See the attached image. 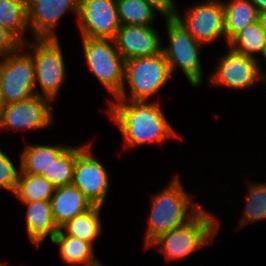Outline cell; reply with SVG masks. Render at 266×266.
I'll return each instance as SVG.
<instances>
[{
	"label": "cell",
	"mask_w": 266,
	"mask_h": 266,
	"mask_svg": "<svg viewBox=\"0 0 266 266\" xmlns=\"http://www.w3.org/2000/svg\"><path fill=\"white\" fill-rule=\"evenodd\" d=\"M52 243L59 246L60 258L66 264L100 266L103 263L94 254V245L64 234L60 229Z\"/></svg>",
	"instance_id": "obj_19"
},
{
	"label": "cell",
	"mask_w": 266,
	"mask_h": 266,
	"mask_svg": "<svg viewBox=\"0 0 266 266\" xmlns=\"http://www.w3.org/2000/svg\"><path fill=\"white\" fill-rule=\"evenodd\" d=\"M158 10L163 18L174 17L177 11L175 0H145Z\"/></svg>",
	"instance_id": "obj_30"
},
{
	"label": "cell",
	"mask_w": 266,
	"mask_h": 266,
	"mask_svg": "<svg viewBox=\"0 0 266 266\" xmlns=\"http://www.w3.org/2000/svg\"><path fill=\"white\" fill-rule=\"evenodd\" d=\"M53 101L36 95L28 100L0 105V131L43 130L53 125Z\"/></svg>",
	"instance_id": "obj_11"
},
{
	"label": "cell",
	"mask_w": 266,
	"mask_h": 266,
	"mask_svg": "<svg viewBox=\"0 0 266 266\" xmlns=\"http://www.w3.org/2000/svg\"><path fill=\"white\" fill-rule=\"evenodd\" d=\"M20 172V162L18 167L15 166L11 157L0 148V189L7 190L10 194H13Z\"/></svg>",
	"instance_id": "obj_28"
},
{
	"label": "cell",
	"mask_w": 266,
	"mask_h": 266,
	"mask_svg": "<svg viewBox=\"0 0 266 266\" xmlns=\"http://www.w3.org/2000/svg\"><path fill=\"white\" fill-rule=\"evenodd\" d=\"M181 182L176 175L162 191L153 194L143 238L145 249L162 233L183 226L203 209L200 203H194Z\"/></svg>",
	"instance_id": "obj_2"
},
{
	"label": "cell",
	"mask_w": 266,
	"mask_h": 266,
	"mask_svg": "<svg viewBox=\"0 0 266 266\" xmlns=\"http://www.w3.org/2000/svg\"><path fill=\"white\" fill-rule=\"evenodd\" d=\"M174 18L203 45L222 38L227 45L222 0H207L193 4L186 7L183 15L177 9Z\"/></svg>",
	"instance_id": "obj_9"
},
{
	"label": "cell",
	"mask_w": 266,
	"mask_h": 266,
	"mask_svg": "<svg viewBox=\"0 0 266 266\" xmlns=\"http://www.w3.org/2000/svg\"><path fill=\"white\" fill-rule=\"evenodd\" d=\"M225 35L228 43L246 26L259 21V12L251 0H225Z\"/></svg>",
	"instance_id": "obj_20"
},
{
	"label": "cell",
	"mask_w": 266,
	"mask_h": 266,
	"mask_svg": "<svg viewBox=\"0 0 266 266\" xmlns=\"http://www.w3.org/2000/svg\"><path fill=\"white\" fill-rule=\"evenodd\" d=\"M56 187L41 175L19 174L16 189L12 195L21 203L50 201Z\"/></svg>",
	"instance_id": "obj_23"
},
{
	"label": "cell",
	"mask_w": 266,
	"mask_h": 266,
	"mask_svg": "<svg viewBox=\"0 0 266 266\" xmlns=\"http://www.w3.org/2000/svg\"><path fill=\"white\" fill-rule=\"evenodd\" d=\"M259 21L261 23V26L265 29L266 31V12H261L259 13Z\"/></svg>",
	"instance_id": "obj_32"
},
{
	"label": "cell",
	"mask_w": 266,
	"mask_h": 266,
	"mask_svg": "<svg viewBox=\"0 0 266 266\" xmlns=\"http://www.w3.org/2000/svg\"><path fill=\"white\" fill-rule=\"evenodd\" d=\"M21 204L26 206L25 225L30 242L37 248L42 246L46 238L52 242L60 228L55 223L50 201L41 200Z\"/></svg>",
	"instance_id": "obj_16"
},
{
	"label": "cell",
	"mask_w": 266,
	"mask_h": 266,
	"mask_svg": "<svg viewBox=\"0 0 266 266\" xmlns=\"http://www.w3.org/2000/svg\"><path fill=\"white\" fill-rule=\"evenodd\" d=\"M36 95L32 55L21 45L15 52L0 57V105L25 101Z\"/></svg>",
	"instance_id": "obj_7"
},
{
	"label": "cell",
	"mask_w": 266,
	"mask_h": 266,
	"mask_svg": "<svg viewBox=\"0 0 266 266\" xmlns=\"http://www.w3.org/2000/svg\"><path fill=\"white\" fill-rule=\"evenodd\" d=\"M102 209V206H93L84 214L67 221L60 227V230L68 236L76 237L95 245L97 238L102 236L101 230L103 224L100 218Z\"/></svg>",
	"instance_id": "obj_21"
},
{
	"label": "cell",
	"mask_w": 266,
	"mask_h": 266,
	"mask_svg": "<svg viewBox=\"0 0 266 266\" xmlns=\"http://www.w3.org/2000/svg\"><path fill=\"white\" fill-rule=\"evenodd\" d=\"M116 4L120 25L154 26L158 10L145 0H116Z\"/></svg>",
	"instance_id": "obj_24"
},
{
	"label": "cell",
	"mask_w": 266,
	"mask_h": 266,
	"mask_svg": "<svg viewBox=\"0 0 266 266\" xmlns=\"http://www.w3.org/2000/svg\"><path fill=\"white\" fill-rule=\"evenodd\" d=\"M81 37L114 39L119 28L116 0H79Z\"/></svg>",
	"instance_id": "obj_13"
},
{
	"label": "cell",
	"mask_w": 266,
	"mask_h": 266,
	"mask_svg": "<svg viewBox=\"0 0 266 266\" xmlns=\"http://www.w3.org/2000/svg\"><path fill=\"white\" fill-rule=\"evenodd\" d=\"M219 224V218L203 208L183 226L162 233L147 246V249L156 247L167 262L184 259L192 252L213 243L221 226Z\"/></svg>",
	"instance_id": "obj_3"
},
{
	"label": "cell",
	"mask_w": 266,
	"mask_h": 266,
	"mask_svg": "<svg viewBox=\"0 0 266 266\" xmlns=\"http://www.w3.org/2000/svg\"><path fill=\"white\" fill-rule=\"evenodd\" d=\"M108 104L107 113L118 127L125 149L178 138L159 102L109 100Z\"/></svg>",
	"instance_id": "obj_1"
},
{
	"label": "cell",
	"mask_w": 266,
	"mask_h": 266,
	"mask_svg": "<svg viewBox=\"0 0 266 266\" xmlns=\"http://www.w3.org/2000/svg\"><path fill=\"white\" fill-rule=\"evenodd\" d=\"M0 24L11 32L22 44L27 39L28 25L27 0H0Z\"/></svg>",
	"instance_id": "obj_22"
},
{
	"label": "cell",
	"mask_w": 266,
	"mask_h": 266,
	"mask_svg": "<svg viewBox=\"0 0 266 266\" xmlns=\"http://www.w3.org/2000/svg\"><path fill=\"white\" fill-rule=\"evenodd\" d=\"M56 225L60 228L67 221L84 214L94 205L74 185L57 187L51 200Z\"/></svg>",
	"instance_id": "obj_17"
},
{
	"label": "cell",
	"mask_w": 266,
	"mask_h": 266,
	"mask_svg": "<svg viewBox=\"0 0 266 266\" xmlns=\"http://www.w3.org/2000/svg\"><path fill=\"white\" fill-rule=\"evenodd\" d=\"M68 144H26L21 151V173L42 175L48 173L54 160H57L68 148Z\"/></svg>",
	"instance_id": "obj_18"
},
{
	"label": "cell",
	"mask_w": 266,
	"mask_h": 266,
	"mask_svg": "<svg viewBox=\"0 0 266 266\" xmlns=\"http://www.w3.org/2000/svg\"><path fill=\"white\" fill-rule=\"evenodd\" d=\"M166 25L168 46L162 45V53L166 58L172 76L178 68L185 75L189 84L199 88L204 80V72L200 59L198 42L174 17L163 18Z\"/></svg>",
	"instance_id": "obj_5"
},
{
	"label": "cell",
	"mask_w": 266,
	"mask_h": 266,
	"mask_svg": "<svg viewBox=\"0 0 266 266\" xmlns=\"http://www.w3.org/2000/svg\"><path fill=\"white\" fill-rule=\"evenodd\" d=\"M266 43V31L260 21L246 26L229 43L235 52L258 59Z\"/></svg>",
	"instance_id": "obj_25"
},
{
	"label": "cell",
	"mask_w": 266,
	"mask_h": 266,
	"mask_svg": "<svg viewBox=\"0 0 266 266\" xmlns=\"http://www.w3.org/2000/svg\"><path fill=\"white\" fill-rule=\"evenodd\" d=\"M171 77L163 53L127 60L123 87L113 100L151 101L150 99L156 97V94L169 83Z\"/></svg>",
	"instance_id": "obj_4"
},
{
	"label": "cell",
	"mask_w": 266,
	"mask_h": 266,
	"mask_svg": "<svg viewBox=\"0 0 266 266\" xmlns=\"http://www.w3.org/2000/svg\"><path fill=\"white\" fill-rule=\"evenodd\" d=\"M251 2L259 13L266 12V0H251Z\"/></svg>",
	"instance_id": "obj_31"
},
{
	"label": "cell",
	"mask_w": 266,
	"mask_h": 266,
	"mask_svg": "<svg viewBox=\"0 0 266 266\" xmlns=\"http://www.w3.org/2000/svg\"><path fill=\"white\" fill-rule=\"evenodd\" d=\"M22 46L33 58L37 95L55 102L64 86V80L67 78L66 64L59 38H34L31 45L28 41ZM30 46L32 47L31 51L28 50Z\"/></svg>",
	"instance_id": "obj_6"
},
{
	"label": "cell",
	"mask_w": 266,
	"mask_h": 266,
	"mask_svg": "<svg viewBox=\"0 0 266 266\" xmlns=\"http://www.w3.org/2000/svg\"><path fill=\"white\" fill-rule=\"evenodd\" d=\"M28 25L32 38H59L56 26L67 12L76 19L79 0H27Z\"/></svg>",
	"instance_id": "obj_14"
},
{
	"label": "cell",
	"mask_w": 266,
	"mask_h": 266,
	"mask_svg": "<svg viewBox=\"0 0 266 266\" xmlns=\"http://www.w3.org/2000/svg\"><path fill=\"white\" fill-rule=\"evenodd\" d=\"M260 55L262 56V59L265 60L264 62H266V43H265L263 51Z\"/></svg>",
	"instance_id": "obj_34"
},
{
	"label": "cell",
	"mask_w": 266,
	"mask_h": 266,
	"mask_svg": "<svg viewBox=\"0 0 266 266\" xmlns=\"http://www.w3.org/2000/svg\"><path fill=\"white\" fill-rule=\"evenodd\" d=\"M86 65L109 94L115 98L123 87L125 60L114 39L81 37Z\"/></svg>",
	"instance_id": "obj_8"
},
{
	"label": "cell",
	"mask_w": 266,
	"mask_h": 266,
	"mask_svg": "<svg viewBox=\"0 0 266 266\" xmlns=\"http://www.w3.org/2000/svg\"><path fill=\"white\" fill-rule=\"evenodd\" d=\"M90 143L76 158L72 185L76 186L94 205L106 202L110 189V174L107 167L94 157Z\"/></svg>",
	"instance_id": "obj_12"
},
{
	"label": "cell",
	"mask_w": 266,
	"mask_h": 266,
	"mask_svg": "<svg viewBox=\"0 0 266 266\" xmlns=\"http://www.w3.org/2000/svg\"><path fill=\"white\" fill-rule=\"evenodd\" d=\"M22 43L0 24V57L15 52Z\"/></svg>",
	"instance_id": "obj_29"
},
{
	"label": "cell",
	"mask_w": 266,
	"mask_h": 266,
	"mask_svg": "<svg viewBox=\"0 0 266 266\" xmlns=\"http://www.w3.org/2000/svg\"><path fill=\"white\" fill-rule=\"evenodd\" d=\"M89 144L71 145L57 160H54L48 173H43L41 176L56 188L71 185L76 158Z\"/></svg>",
	"instance_id": "obj_26"
},
{
	"label": "cell",
	"mask_w": 266,
	"mask_h": 266,
	"mask_svg": "<svg viewBox=\"0 0 266 266\" xmlns=\"http://www.w3.org/2000/svg\"><path fill=\"white\" fill-rule=\"evenodd\" d=\"M220 58L214 72L208 76L210 86H224L231 90H246L256 85L260 81L261 63L260 59H255L244 54L235 52L230 47Z\"/></svg>",
	"instance_id": "obj_10"
},
{
	"label": "cell",
	"mask_w": 266,
	"mask_h": 266,
	"mask_svg": "<svg viewBox=\"0 0 266 266\" xmlns=\"http://www.w3.org/2000/svg\"><path fill=\"white\" fill-rule=\"evenodd\" d=\"M262 70H264V71H262ZM260 81H262L266 87V68L261 69Z\"/></svg>",
	"instance_id": "obj_33"
},
{
	"label": "cell",
	"mask_w": 266,
	"mask_h": 266,
	"mask_svg": "<svg viewBox=\"0 0 266 266\" xmlns=\"http://www.w3.org/2000/svg\"><path fill=\"white\" fill-rule=\"evenodd\" d=\"M114 42L125 61L162 53V41L153 26L121 25Z\"/></svg>",
	"instance_id": "obj_15"
},
{
	"label": "cell",
	"mask_w": 266,
	"mask_h": 266,
	"mask_svg": "<svg viewBox=\"0 0 266 266\" xmlns=\"http://www.w3.org/2000/svg\"><path fill=\"white\" fill-rule=\"evenodd\" d=\"M0 266H7V263L3 260V262H0Z\"/></svg>",
	"instance_id": "obj_35"
},
{
	"label": "cell",
	"mask_w": 266,
	"mask_h": 266,
	"mask_svg": "<svg viewBox=\"0 0 266 266\" xmlns=\"http://www.w3.org/2000/svg\"><path fill=\"white\" fill-rule=\"evenodd\" d=\"M247 186L245 207L238 223L240 228L266 218V183L252 181Z\"/></svg>",
	"instance_id": "obj_27"
}]
</instances>
